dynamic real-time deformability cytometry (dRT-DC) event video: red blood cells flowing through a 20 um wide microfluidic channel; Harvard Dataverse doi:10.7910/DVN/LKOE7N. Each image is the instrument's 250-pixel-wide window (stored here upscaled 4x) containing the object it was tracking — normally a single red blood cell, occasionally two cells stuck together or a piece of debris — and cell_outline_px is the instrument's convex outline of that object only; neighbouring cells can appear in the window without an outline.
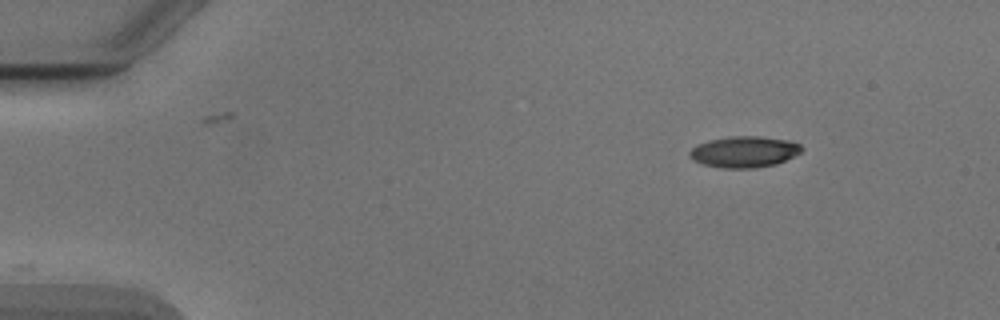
{"species": "Egyptian fruit bat (a non-hibernating species)", "species_latin": "Rousettus aegyptiacus", "temperature_condition": "cold", "stored_images_in_passage": 37, "camera_frame_rate_fps": 3000, "um_per_image_px": 0.085, "animal": {"sex": "male"}, "frame": {"image": 1, "passage_image": 1, "time_ms": 0.0, "image_size_px": [1000, 320], "cell_outline_px": [[804, 148], [800, 152], [776, 164], [756, 168], [720, 168], [704, 164], [692, 160], [688, 156], [688, 152], [696, 144], [708, 140], [728, 136], [760, 136], [788, 140], [800, 144]], "centroid_in_image_um": [63.21, 12.9], "position_along_channel_um": 21.8, "area_um2": 20.52}}
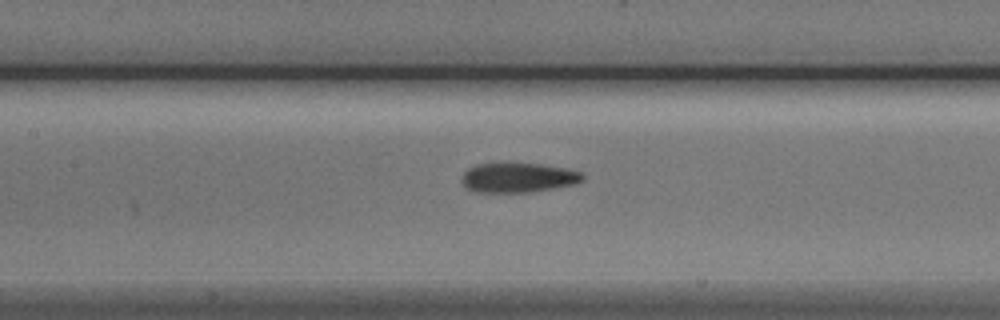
{"frame": {"image": 2, "passage_image": 19, "time_ms": 6.0, "image_size_px": [1000, 320], "cell_outline_px": [[584, 180], [576, 184], [528, 192], [476, 192], [468, 188], [460, 180], [460, 176], [468, 168], [476, 164], [540, 164], [564, 168], [580, 172], [584, 176]], "centroid_in_image_um": [44.02, 15.1], "position_along_channel_um": 163.4, "area_um2": 20.63}}
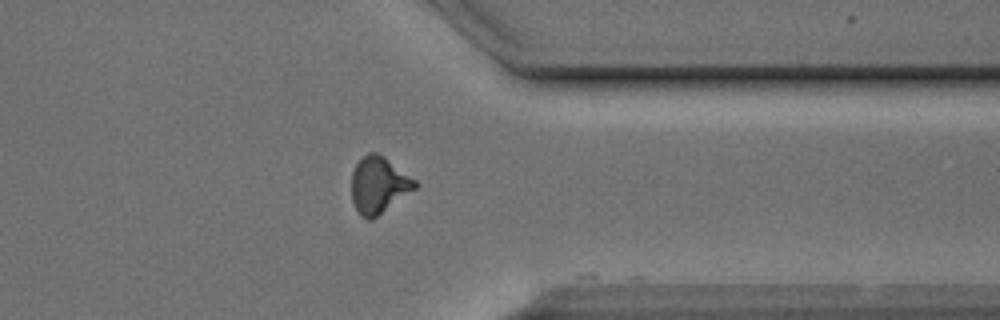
{"frame": {"image": 3, "passage_image": 36, "time_ms": 11.667, "image_size_px": [1000, 320], "cell_outline_px": [[420, 184], [416, 188], [372, 220], [368, 220], [360, 216], [352, 200], [352, 172], [356, 164], [368, 152], [376, 152], [384, 156], [416, 180]], "centroid_in_image_um": [32.2, 15.73], "position_along_channel_um": 379.2, "area_um2": 20.87}, "authors_computed_cell_mechanics": {"area_um2": 21.0392, "velocity_mm_per_s": 3.9043, "shape_relaxation_time_tau1_ms": 4.5598, "shape_relaxation_time_tau2_ms": null, "deformation_change_tau1": 0.1485, "deformation_change_tau2": null}}